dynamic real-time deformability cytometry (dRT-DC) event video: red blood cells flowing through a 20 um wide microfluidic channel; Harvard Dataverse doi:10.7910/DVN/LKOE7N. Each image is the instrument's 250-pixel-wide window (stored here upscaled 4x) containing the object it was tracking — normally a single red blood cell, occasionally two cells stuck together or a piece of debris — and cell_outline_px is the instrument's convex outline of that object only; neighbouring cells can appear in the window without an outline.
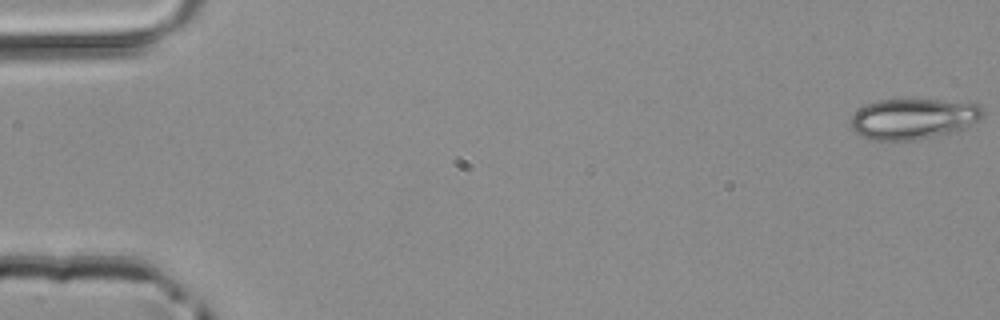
{"species": "common noctule bat (a hibernating species)", "species_latin": "Nyctalus noctula", "temperature_condition": "room temperature", "stored_images_in_passage": 50, "camera_frame_rate_fps": 3000, "um_per_image_px": 0.085, "animal": {"sex": "male", "body_mass_g": 20.4}, "frame": {"image": 1, "passage_image": 1, "time_ms": 0.0, "image_size_px": [1000, 320], "cell_outline_px": [[984, 116], [980, 120], [956, 132], [916, 140], [872, 140], [856, 132], [852, 128], [852, 116], [864, 104], [880, 100], [940, 100], [980, 104], [984, 108]], "centroid_in_image_um": [77.69, 10.1], "position_along_channel_um": 7.3, "area_um2": 31.33}}
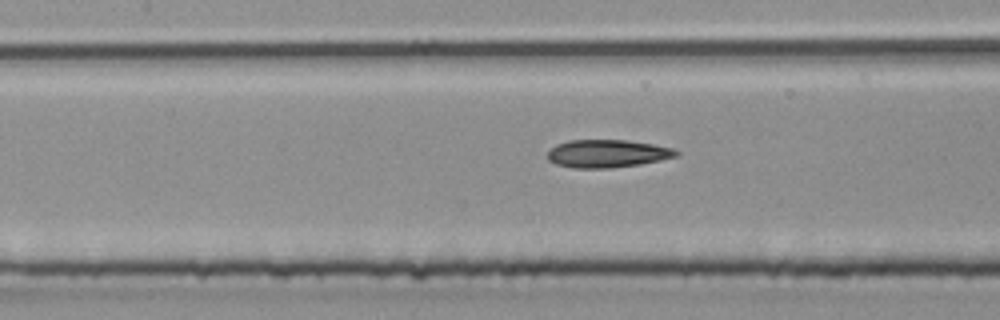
{"frame": {"image": 2, "passage_image": 23, "time_ms": 7.333, "image_size_px": [1000, 320], "cell_outline_px": [[680, 156], [640, 164], [612, 168], [572, 168], [556, 164], [548, 160], [548, 152], [556, 144], [568, 140], [628, 140], [652, 144], [672, 148], [680, 152]], "centroid_in_image_um": [51.63, 13.06], "position_along_channel_um": 155.8, "area_um2": 20.98}}
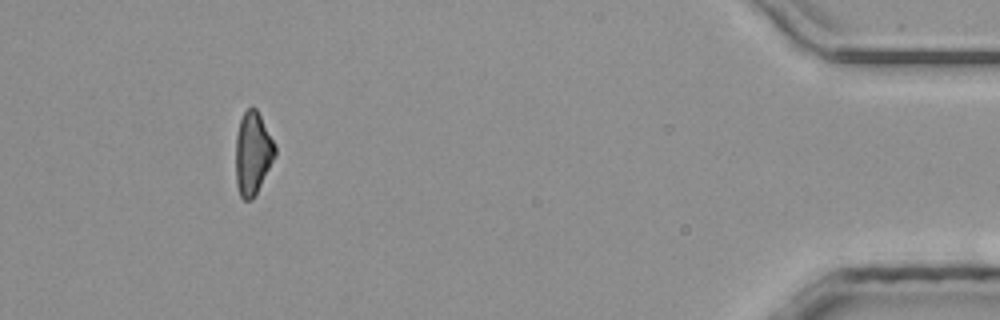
{"frame": {"image": 3, "passage_image": 46, "time_ms": 15.0, "image_size_px": [1000, 320], "cell_outline_px": [[276, 156], [252, 200], [244, 200], [240, 196], [236, 184], [236, 136], [240, 120], [244, 112], [252, 104], [256, 108], [276, 148]], "centroid_in_image_um": [21.47, 13.04], "position_along_channel_um": 413.7, "area_um2": 18.79}}